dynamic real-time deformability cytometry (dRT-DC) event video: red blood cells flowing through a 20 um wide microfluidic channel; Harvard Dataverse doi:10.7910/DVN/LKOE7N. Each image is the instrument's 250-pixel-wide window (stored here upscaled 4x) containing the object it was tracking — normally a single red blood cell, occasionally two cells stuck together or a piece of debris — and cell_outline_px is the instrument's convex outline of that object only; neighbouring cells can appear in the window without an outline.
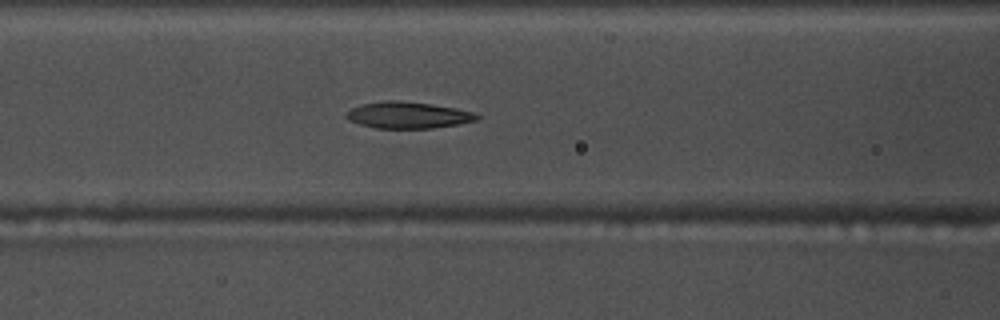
{"species": "common noctule bat (a hibernating species)", "species_latin": "Nyctalus noctula", "temperature_condition": "warm", "stored_images_in_passage": 51, "camera_frame_rate_fps": 3000, "um_per_image_px": 0.085, "animal": {"sex": "male", "body_mass_g": 17.5, "forearm_length_mm": 52.3}, "frame": {"image": 1, "passage_image": 20, "time_ms": 6.333, "image_size_px": [1000, 320], "cell_outline_px": [[480, 116], [476, 120], [456, 124], [432, 128], [376, 128], [360, 124], [348, 120], [344, 116], [344, 112], [360, 104], [384, 100], [396, 100], [432, 104], [456, 108], [476, 112]], "centroid_in_image_um": [34.64, 9.77], "position_along_channel_um": 132.0, "area_um2": 20.29}}
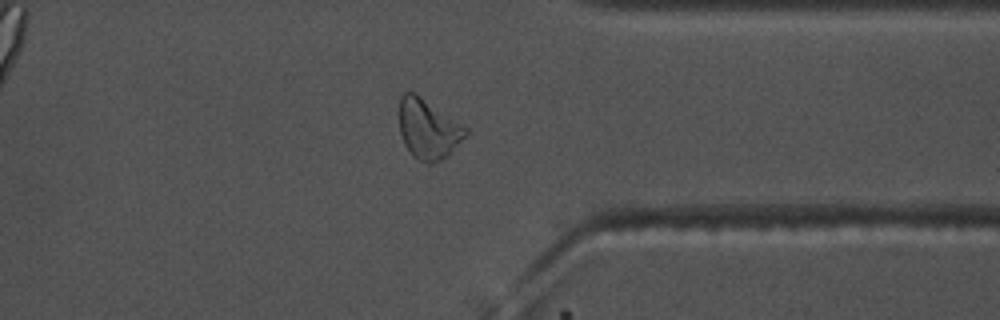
{"frame": {"image": 2, "passage_image": 40, "time_ms": 13.0, "image_size_px": [1000, 320], "cell_outline_px": [[468, 132], [448, 156], [432, 164], [428, 164], [412, 156], [404, 144], [400, 132], [400, 96], [404, 92], [416, 92], [468, 128]], "centroid_in_image_um": [36.39, 10.96], "position_along_channel_um": 375.0, "area_um2": 23.18}}
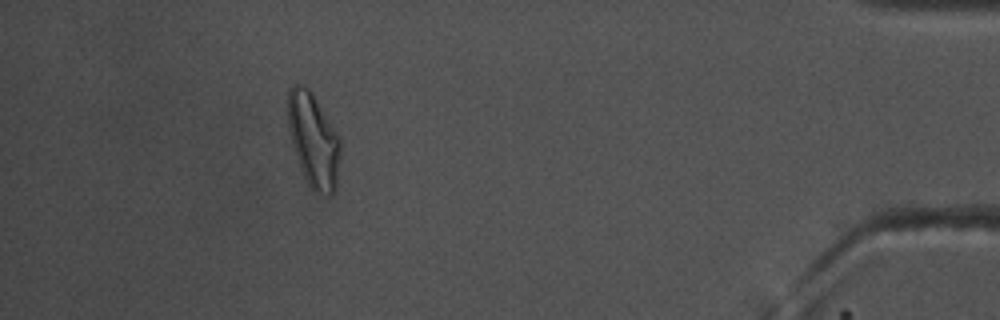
{"frame": {"image": 3, "passage_image": 47, "time_ms": 15.333, "image_size_px": [1000, 320], "cell_outline_px": [[340, 156], [336, 188], [328, 196], [316, 192], [308, 184], [300, 168], [292, 140], [288, 124], [288, 92], [292, 84], [300, 84], [308, 88], [312, 92], [340, 136]], "centroid_in_image_um": [26.66, 11.9], "position_along_channel_um": 408.5, "area_um2": 28.61}, "authors_computed_cell_mechanics": {"area_um2": 20.808, "velocity_mm_per_s": 3.7401, "shape_relaxation_time_tau1_ms": 4.4977, "shape_relaxation_time_tau2_ms": 2.8271, "deformation_change_tau1": 0.1642, "deformation_change_tau2": 0.1033}}